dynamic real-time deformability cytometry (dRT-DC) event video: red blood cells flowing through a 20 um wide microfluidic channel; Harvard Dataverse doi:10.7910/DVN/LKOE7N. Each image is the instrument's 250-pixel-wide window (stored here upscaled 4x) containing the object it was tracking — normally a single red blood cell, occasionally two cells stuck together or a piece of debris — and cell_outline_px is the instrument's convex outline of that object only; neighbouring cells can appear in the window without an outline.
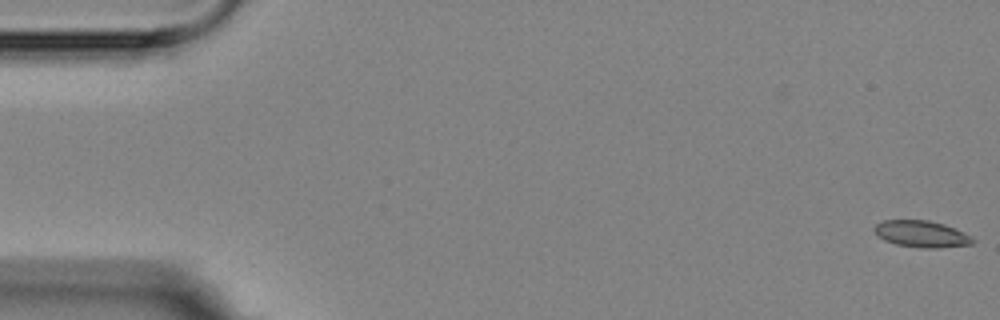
{"species": "Egyptian fruit bat (a non-hibernating species)", "species_latin": "Rousettus aegyptiacus", "temperature_condition": "room temperature", "stored_images_in_passage": 4, "camera_frame_rate_fps": 3000, "um_per_image_px": 0.085, "animal": {"sex": "female"}, "frame": {"image": 1, "passage_image": 1, "time_ms": 0.0, "image_size_px": [1000, 320], "cell_outline_px": [[976, 240], [972, 244], [940, 248], [920, 248], [896, 244], [884, 240], [876, 236], [872, 228], [876, 224], [884, 220], [928, 220], [944, 224], [964, 232], [972, 236]], "centroid_in_image_um": [78.32, 19.89], "position_along_channel_um": 6.7, "area_um2": 15.49}}